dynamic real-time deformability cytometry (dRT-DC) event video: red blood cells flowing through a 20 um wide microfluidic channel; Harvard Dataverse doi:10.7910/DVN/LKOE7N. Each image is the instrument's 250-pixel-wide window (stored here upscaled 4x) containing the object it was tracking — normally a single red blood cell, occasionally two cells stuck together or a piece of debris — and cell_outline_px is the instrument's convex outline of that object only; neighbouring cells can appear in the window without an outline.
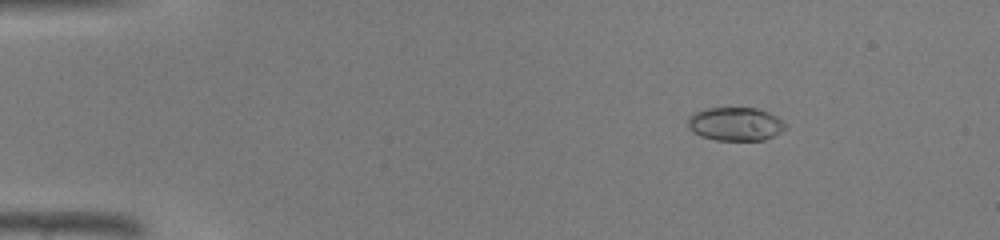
{"species": "common noctule bat (a hibernating species)", "species_latin": "Nyctalus noctula", "temperature_condition": "warm", "stored_images_in_passage": 43, "camera_frame_rate_fps": 3000, "um_per_image_px": 0.085, "animal": {"sex": "male", "body_mass_g": 19.0, "forearm_length_mm": 50.8}, "frame": {"image": 1, "passage_image": 4, "time_ms": 1.0, "image_size_px": [1000, 240], "cell_outline_px": [[788, 128], [764, 140], [716, 140], [700, 136], [692, 132], [688, 128], [688, 120], [696, 112], [708, 108], [756, 108], [768, 112], [776, 116], [788, 124]], "centroid_in_image_um": [62.54, 10.55], "position_along_channel_um": 22.5, "area_um2": 19.02}}
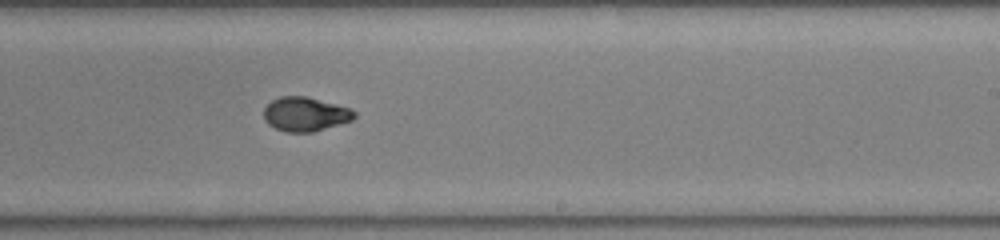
{"frame": {"image": 2, "passage_image": 26, "time_ms": 8.333, "image_size_px": [1000, 240], "cell_outline_px": [[356, 116], [352, 120], [312, 132], [288, 132], [276, 128], [268, 124], [264, 120], [264, 108], [272, 100], [280, 96], [304, 96], [352, 108], [356, 112]], "centroid_in_image_um": [25.95, 9.7], "position_along_channel_um": 263.1, "area_um2": 17.92}}
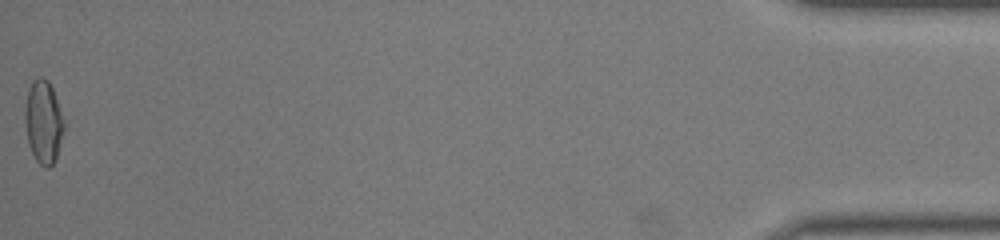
{"frame": {"image": 3, "passage_image": 43, "time_ms": 14.0, "image_size_px": [1000, 240], "cell_outline_px": [[64, 128], [56, 160], [48, 168], [44, 168], [36, 160], [28, 144], [24, 120], [24, 108], [28, 88], [32, 80], [40, 76], [48, 80], [52, 88], [64, 120]], "centroid_in_image_um": [3.67, 10.36], "position_along_channel_um": 431.5, "area_um2": 19.02}}